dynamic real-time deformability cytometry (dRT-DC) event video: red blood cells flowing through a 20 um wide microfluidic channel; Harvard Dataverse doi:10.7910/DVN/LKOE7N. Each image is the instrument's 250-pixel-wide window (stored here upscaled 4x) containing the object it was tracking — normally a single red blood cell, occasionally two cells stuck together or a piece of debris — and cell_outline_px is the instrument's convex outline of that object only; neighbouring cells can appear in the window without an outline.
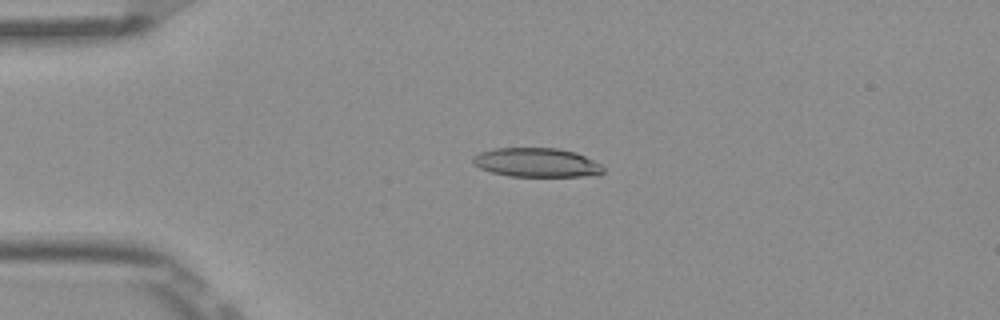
{"species": "Egyptian fruit bat (a non-hibernating species)", "species_latin": "Rousettus aegyptiacus", "temperature_condition": "room temperature", "stored_images_in_passage": 3, "camera_frame_rate_fps": 3000, "um_per_image_px": 0.085, "frame": {"image": 1, "passage_image": 2, "time_ms": 0.333, "image_size_px": [1000, 320], "cell_outline_px": [[604, 172], [596, 176], [508, 176], [492, 172], [480, 168], [472, 164], [472, 156], [480, 152], [492, 148], [560, 148], [576, 152], [600, 164], [604, 168]], "centroid_in_image_um": [45.6, 13.81], "position_along_channel_um": 39.4, "area_um2": 22.25}}